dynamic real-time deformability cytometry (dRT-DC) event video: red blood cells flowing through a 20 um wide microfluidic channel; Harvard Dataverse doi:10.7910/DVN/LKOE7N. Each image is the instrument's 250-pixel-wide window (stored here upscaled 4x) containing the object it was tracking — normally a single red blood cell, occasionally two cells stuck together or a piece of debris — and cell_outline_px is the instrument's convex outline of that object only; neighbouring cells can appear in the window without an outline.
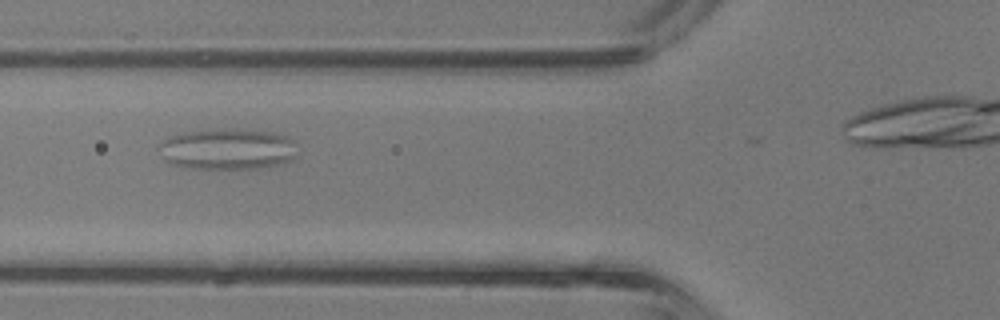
{"species": "common noctule bat (a hibernating species)", "species_latin": "Nyctalus noctula", "temperature_condition": "room temperature", "stored_images_in_passage": 25, "camera_frame_rate_fps": 3000, "um_per_image_px": 0.085, "animal": {"sex": "male", "body_mass_g": 13.3}, "frame": {"image": 1, "passage_image": 4, "time_ms": 1.0, "image_size_px": [1000, 320], "cell_outline_px": [[292, 156], [288, 160], [276, 164], [256, 168], [184, 168], [168, 160], [164, 144], [172, 136], [184, 132], [212, 128], [244, 128], [280, 132], [288, 136]], "centroid_in_image_um": [19.39, 12.62], "position_along_channel_um": 106.4, "area_um2": 31.96}}
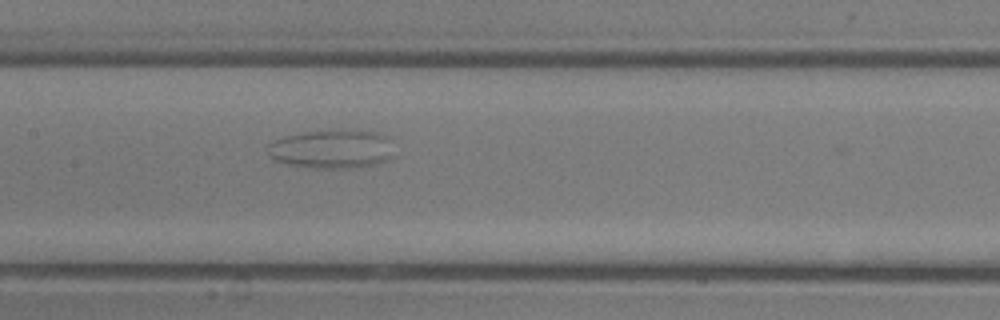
{"frame": {"image": 2, "passage_image": 9, "time_ms": 2.667, "image_size_px": [1000, 320], "cell_outline_px": [[384, 156], [380, 160], [372, 164], [352, 168], [312, 168], [292, 164], [276, 160], [268, 152], [268, 144], [276, 140], [288, 136], [308, 132], [340, 128], [356, 128], [380, 132], [384, 136]], "centroid_in_image_um": [28.07, 12.62], "position_along_channel_um": 179.3, "area_um2": 27.4}}
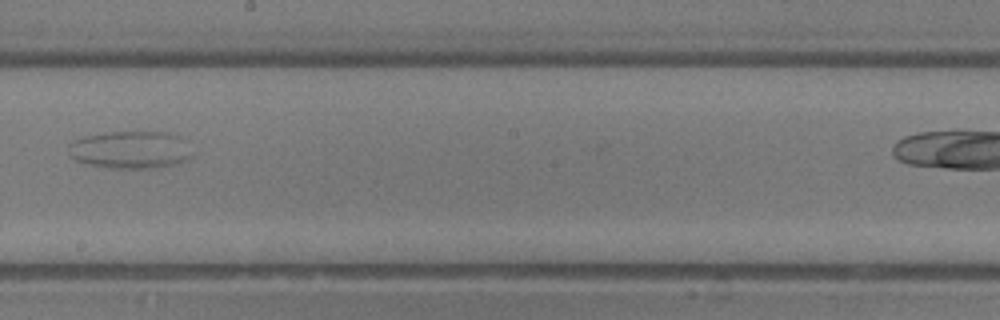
{"frame": {"image": 3, "passage_image": 13, "time_ms": 4.0, "image_size_px": [1000, 320], "cell_outline_px": [[180, 160], [168, 164], [148, 168], [108, 168], [76, 160], [72, 156], [72, 144], [76, 140], [88, 136], [104, 132], [136, 128], [144, 128], [172, 132], [180, 136]], "centroid_in_image_um": [10.94, 12.64], "position_along_channel_um": 237.3, "area_um2": 26.01}}